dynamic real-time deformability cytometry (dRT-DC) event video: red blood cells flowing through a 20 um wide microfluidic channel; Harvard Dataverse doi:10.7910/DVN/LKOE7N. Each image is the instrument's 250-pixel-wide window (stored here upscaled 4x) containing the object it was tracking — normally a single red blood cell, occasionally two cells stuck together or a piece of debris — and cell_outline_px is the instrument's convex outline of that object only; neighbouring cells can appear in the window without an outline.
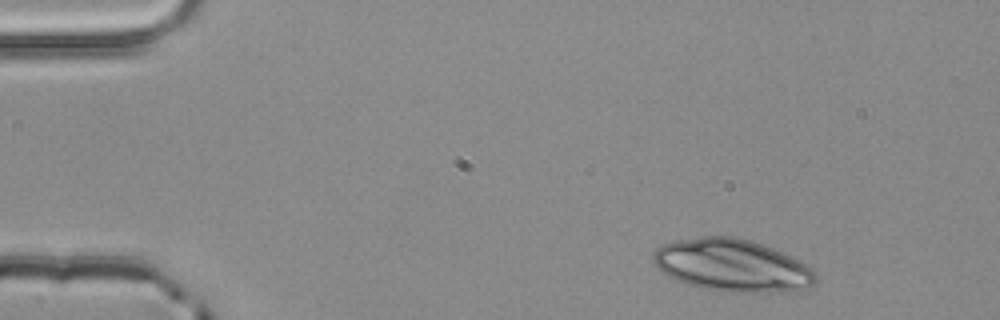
{"species": "common noctule bat (a hibernating species)", "species_latin": "Nyctalus noctula", "temperature_condition": "room temperature", "stored_images_in_passage": 3, "camera_frame_rate_fps": 3000, "um_per_image_px": 0.085, "animal": {"sex": "male", "body_mass_g": 20.4}, "frame": {"image": 1, "passage_image": 1, "time_ms": 0.0, "image_size_px": [1000, 320], "cell_outline_px": [[816, 280], [812, 284], [800, 292], [756, 292], [700, 288], [676, 280], [668, 276], [652, 260], [652, 256], [656, 248], [660, 244], [676, 240], [700, 236], [732, 236], [752, 240], [764, 244], [804, 264], [816, 276]], "centroid_in_image_um": [62.2, 22.54], "position_along_channel_um": 22.8, "area_um2": 49.19}}